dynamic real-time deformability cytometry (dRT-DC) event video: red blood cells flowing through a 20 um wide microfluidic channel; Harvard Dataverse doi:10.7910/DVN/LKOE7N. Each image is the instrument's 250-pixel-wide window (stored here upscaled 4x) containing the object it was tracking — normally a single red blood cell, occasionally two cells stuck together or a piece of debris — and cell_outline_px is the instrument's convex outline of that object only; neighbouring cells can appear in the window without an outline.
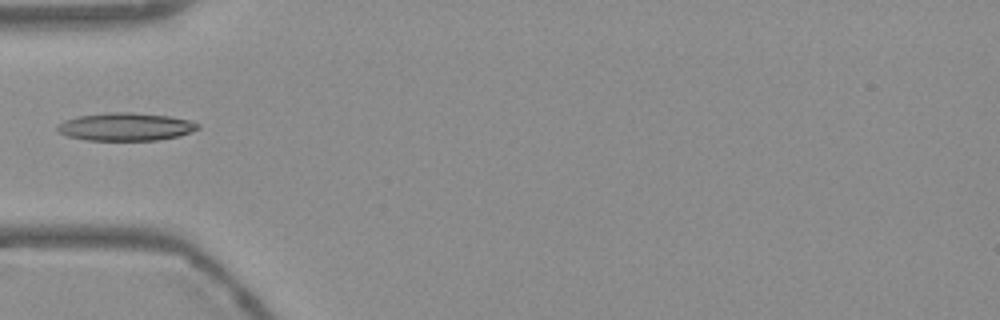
{"species": "Egyptian fruit bat (a non-hibernating species)", "species_latin": "Rousettus aegyptiacus", "temperature_condition": "warm", "stored_images_in_passage": 37, "camera_frame_rate_fps": 3000, "um_per_image_px": 0.085, "frame": {"image": 1, "passage_image": 1, "time_ms": 0.0, "image_size_px": [1000, 320], "cell_outline_px": [[200, 128], [180, 136], [156, 140], [88, 140], [68, 136], [60, 132], [56, 128], [56, 124], [64, 120], [80, 116], [112, 112], [132, 112], [168, 116], [188, 120], [200, 124]], "centroid_in_image_um": [10.69, 10.77], "position_along_channel_um": 74.3, "area_um2": 22.72}}
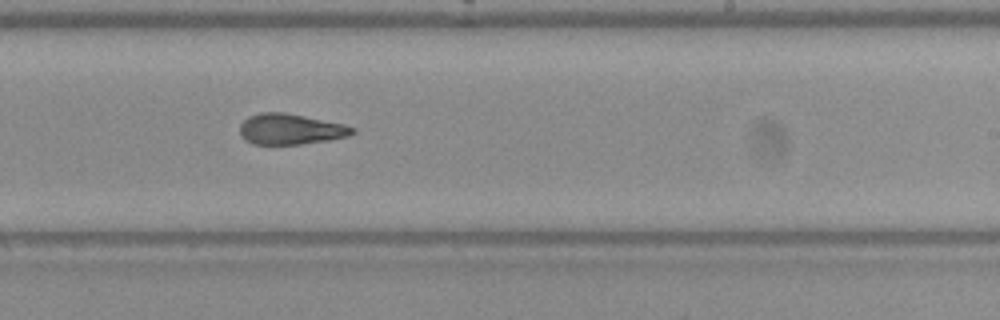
{"frame": {"image": 2, "passage_image": 16, "time_ms": 5.0, "image_size_px": [1000, 320], "cell_outline_px": [[356, 132], [348, 136], [328, 140], [300, 144], [252, 144], [244, 140], [240, 136], [240, 124], [248, 116], [260, 112], [284, 112], [344, 124], [356, 128]], "centroid_in_image_um": [24.67, 10.98], "position_along_channel_um": 264.3, "area_um2": 20.23}}
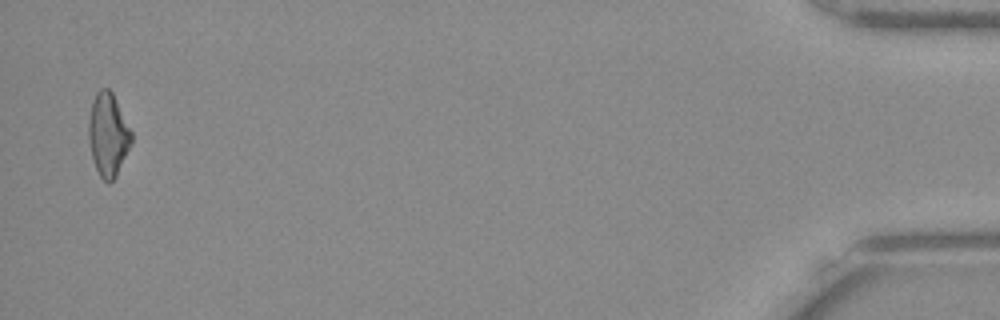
{"frame": {"image": 3, "passage_image": 36, "time_ms": 11.667, "image_size_px": [1000, 320], "cell_outline_px": [[132, 144], [116, 176], [108, 184], [100, 176], [92, 160], [88, 136], [88, 124], [92, 100], [96, 92], [100, 88], [108, 88], [112, 92], [132, 132]], "centroid_in_image_um": [9.18, 11.45], "position_along_channel_um": 426.0, "area_um2": 20.81}}